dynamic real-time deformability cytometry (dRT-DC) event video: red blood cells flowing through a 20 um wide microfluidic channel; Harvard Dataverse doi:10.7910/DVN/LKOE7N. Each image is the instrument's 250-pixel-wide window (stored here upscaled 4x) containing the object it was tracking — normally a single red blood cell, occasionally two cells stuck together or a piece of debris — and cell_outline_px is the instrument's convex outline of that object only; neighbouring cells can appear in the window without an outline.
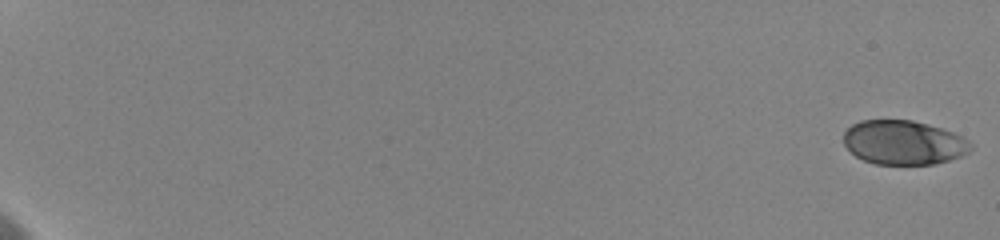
{"species": "human", "species_latin": "Homo sapiens", "temperature_condition": "cold", "stored_images_in_passage": 39, "camera_frame_rate_fps": 3000, "um_per_image_px": 0.085, "donor": {"sex": "female"}, "frame": {"image": 1, "passage_image": 1, "time_ms": 0.0, "image_size_px": [1000, 240], "cell_outline_px": [[972, 148], [968, 152], [960, 156], [936, 164], [876, 164], [864, 160], [856, 156], [844, 144], [844, 132], [852, 124], [860, 120], [912, 120], [928, 124], [952, 132], [968, 140], [972, 144]], "centroid_in_image_um": [76.8, 12.11], "position_along_channel_um": 8.2, "area_um2": 32.6}}
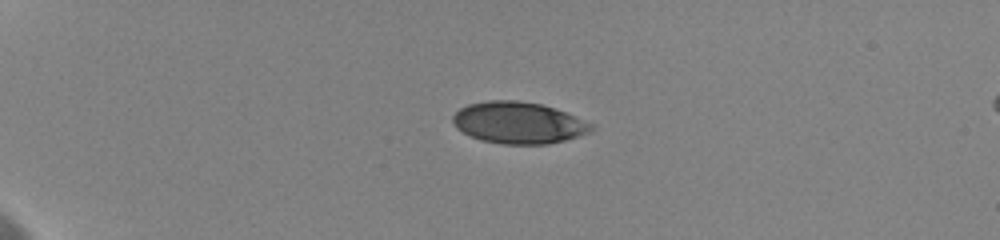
{"frame": {"image": 2, "passage_image": 30, "time_ms": 5.333, "image_size_px": [1000, 240], "cell_outline_px": [[596, 128], [588, 132], [564, 140], [548, 144], [504, 144], [480, 140], [456, 128], [452, 120], [452, 116], [460, 108], [468, 104], [488, 100], [516, 100], [540, 104], [564, 112], [596, 124]], "centroid_in_image_um": [44.07, 10.43], "position_along_channel_um": 40.9, "area_um2": 33.47}}